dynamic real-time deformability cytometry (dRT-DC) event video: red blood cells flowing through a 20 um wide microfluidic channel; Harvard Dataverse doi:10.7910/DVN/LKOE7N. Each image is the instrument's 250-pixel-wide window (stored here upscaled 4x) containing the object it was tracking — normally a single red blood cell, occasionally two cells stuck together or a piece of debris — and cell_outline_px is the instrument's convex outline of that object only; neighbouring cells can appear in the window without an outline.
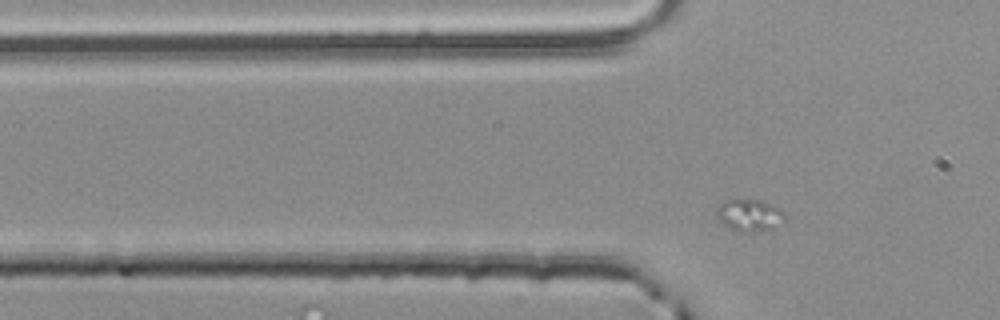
{"species": "common noctule bat (a hibernating species)", "species_latin": "Nyctalus noctula", "temperature_condition": "room temperature", "stored_images_in_passage": 5, "camera_frame_rate_fps": 3000, "um_per_image_px": 0.085, "animal": {"sex": "male", "body_mass_g": 20.4}, "frame": {"image": 1, "passage_image": 5, "time_ms": 1.333, "image_size_px": [1000, 320], "cell_outline_px": [[784, 220], [768, 228], [752, 232], [744, 232], [728, 228], [716, 216], [716, 208], [724, 200], [736, 196], [760, 200], [772, 204], [780, 208], [784, 212]], "centroid_in_image_um": [63.63, 18.21], "position_along_channel_um": 62.2, "area_um2": 12.95}}